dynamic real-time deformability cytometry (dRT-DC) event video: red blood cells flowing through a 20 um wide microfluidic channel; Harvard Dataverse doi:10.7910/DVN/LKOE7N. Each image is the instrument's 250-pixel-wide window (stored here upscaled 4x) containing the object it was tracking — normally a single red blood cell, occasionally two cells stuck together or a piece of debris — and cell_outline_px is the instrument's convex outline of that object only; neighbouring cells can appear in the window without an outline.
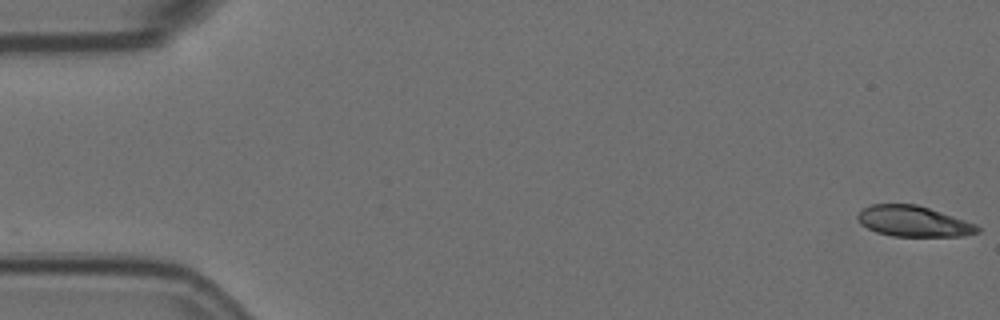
{"species": "Egyptian fruit bat (a non-hibernating species)", "species_latin": "Rousettus aegyptiacus", "temperature_condition": "room temperature", "stored_images_in_passage": 15, "camera_frame_rate_fps": 3000, "um_per_image_px": 0.085, "animal": {"sex": "female"}, "frame": {"image": 1, "passage_image": 1, "time_ms": 0.0, "image_size_px": [1000, 320], "cell_outline_px": [[980, 232], [964, 236], [892, 236], [876, 232], [860, 224], [856, 216], [864, 208], [872, 204], [916, 204], [976, 224], [980, 228]], "centroid_in_image_um": [77.63, 18.82], "position_along_channel_um": 7.4, "area_um2": 21.27}}
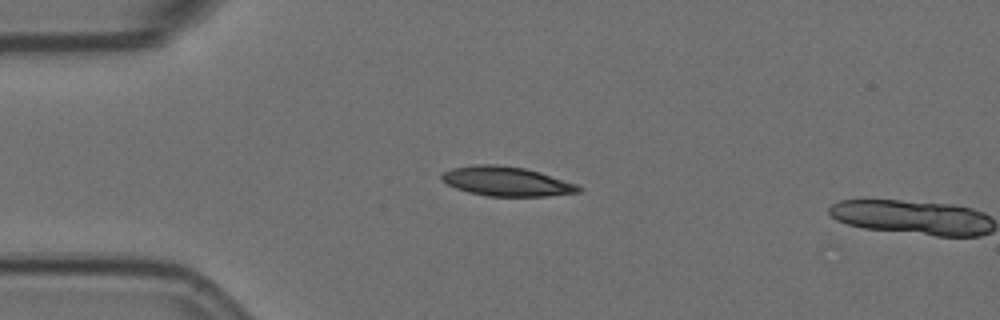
{"frame": {"image": 2, "passage_image": 14, "time_ms": 4.333, "image_size_px": [1000, 320], "cell_outline_px": [[584, 188], [580, 192], [548, 196], [488, 196], [468, 192], [456, 188], [440, 180], [440, 176], [444, 172], [452, 168], [472, 164], [496, 164], [524, 168], [540, 172], [576, 184]], "centroid_in_image_um": [43.04, 15.41], "position_along_channel_um": 42.0, "area_um2": 23.52}}